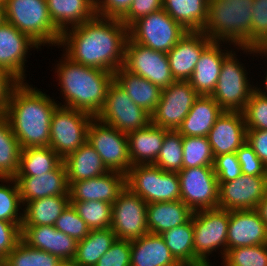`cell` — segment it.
<instances>
[{
  "instance_id": "4fadbf2b",
  "label": "cell",
  "mask_w": 267,
  "mask_h": 266,
  "mask_svg": "<svg viewBox=\"0 0 267 266\" xmlns=\"http://www.w3.org/2000/svg\"><path fill=\"white\" fill-rule=\"evenodd\" d=\"M111 229L118 240H135L147 233V202L125 187L112 204Z\"/></svg>"
},
{
  "instance_id": "d590c367",
  "label": "cell",
  "mask_w": 267,
  "mask_h": 266,
  "mask_svg": "<svg viewBox=\"0 0 267 266\" xmlns=\"http://www.w3.org/2000/svg\"><path fill=\"white\" fill-rule=\"evenodd\" d=\"M22 148L6 115L0 113V178H14L19 170Z\"/></svg>"
},
{
  "instance_id": "6125c7cd",
  "label": "cell",
  "mask_w": 267,
  "mask_h": 266,
  "mask_svg": "<svg viewBox=\"0 0 267 266\" xmlns=\"http://www.w3.org/2000/svg\"><path fill=\"white\" fill-rule=\"evenodd\" d=\"M59 266H74L72 263L62 262Z\"/></svg>"
},
{
  "instance_id": "83f0119b",
  "label": "cell",
  "mask_w": 267,
  "mask_h": 266,
  "mask_svg": "<svg viewBox=\"0 0 267 266\" xmlns=\"http://www.w3.org/2000/svg\"><path fill=\"white\" fill-rule=\"evenodd\" d=\"M223 112L212 96L199 95L177 131L183 137H207Z\"/></svg>"
},
{
  "instance_id": "f907efd6",
  "label": "cell",
  "mask_w": 267,
  "mask_h": 266,
  "mask_svg": "<svg viewBox=\"0 0 267 266\" xmlns=\"http://www.w3.org/2000/svg\"><path fill=\"white\" fill-rule=\"evenodd\" d=\"M130 261L131 241L116 239L95 266H130Z\"/></svg>"
},
{
  "instance_id": "d6986e66",
  "label": "cell",
  "mask_w": 267,
  "mask_h": 266,
  "mask_svg": "<svg viewBox=\"0 0 267 266\" xmlns=\"http://www.w3.org/2000/svg\"><path fill=\"white\" fill-rule=\"evenodd\" d=\"M21 235L30 247L56 255L62 262L71 263L75 258L78 241L55 226H21Z\"/></svg>"
},
{
  "instance_id": "6da1fadb",
  "label": "cell",
  "mask_w": 267,
  "mask_h": 266,
  "mask_svg": "<svg viewBox=\"0 0 267 266\" xmlns=\"http://www.w3.org/2000/svg\"><path fill=\"white\" fill-rule=\"evenodd\" d=\"M101 18L96 15L74 26L70 34L65 30L59 44L67 45L71 61L114 73L124 64L128 28L118 18Z\"/></svg>"
},
{
  "instance_id": "cb8c5ba5",
  "label": "cell",
  "mask_w": 267,
  "mask_h": 266,
  "mask_svg": "<svg viewBox=\"0 0 267 266\" xmlns=\"http://www.w3.org/2000/svg\"><path fill=\"white\" fill-rule=\"evenodd\" d=\"M21 202L49 196H69L66 168L63 161L53 170L38 176H15Z\"/></svg>"
},
{
  "instance_id": "9a60e30c",
  "label": "cell",
  "mask_w": 267,
  "mask_h": 266,
  "mask_svg": "<svg viewBox=\"0 0 267 266\" xmlns=\"http://www.w3.org/2000/svg\"><path fill=\"white\" fill-rule=\"evenodd\" d=\"M178 176L181 200L193 212L218 208L219 184L213 167L182 169Z\"/></svg>"
},
{
  "instance_id": "816d5d0a",
  "label": "cell",
  "mask_w": 267,
  "mask_h": 266,
  "mask_svg": "<svg viewBox=\"0 0 267 266\" xmlns=\"http://www.w3.org/2000/svg\"><path fill=\"white\" fill-rule=\"evenodd\" d=\"M163 9V0H133L129 10L120 18L129 28L138 19Z\"/></svg>"
},
{
  "instance_id": "277c9868",
  "label": "cell",
  "mask_w": 267,
  "mask_h": 266,
  "mask_svg": "<svg viewBox=\"0 0 267 266\" xmlns=\"http://www.w3.org/2000/svg\"><path fill=\"white\" fill-rule=\"evenodd\" d=\"M253 0H209L202 32L212 41L231 40L246 51L251 49Z\"/></svg>"
},
{
  "instance_id": "f6af8a7d",
  "label": "cell",
  "mask_w": 267,
  "mask_h": 266,
  "mask_svg": "<svg viewBox=\"0 0 267 266\" xmlns=\"http://www.w3.org/2000/svg\"><path fill=\"white\" fill-rule=\"evenodd\" d=\"M1 180L13 181L12 188L0 185V220L15 224L23 223L22 217H18V206L21 203L19 188L15 178H0Z\"/></svg>"
},
{
  "instance_id": "5bb4252c",
  "label": "cell",
  "mask_w": 267,
  "mask_h": 266,
  "mask_svg": "<svg viewBox=\"0 0 267 266\" xmlns=\"http://www.w3.org/2000/svg\"><path fill=\"white\" fill-rule=\"evenodd\" d=\"M198 97L189 81H174L162 89L160 101L151 114V123L167 130H178Z\"/></svg>"
},
{
  "instance_id": "6f0895ef",
  "label": "cell",
  "mask_w": 267,
  "mask_h": 266,
  "mask_svg": "<svg viewBox=\"0 0 267 266\" xmlns=\"http://www.w3.org/2000/svg\"><path fill=\"white\" fill-rule=\"evenodd\" d=\"M255 210L259 214L260 219L267 226V192L263 199L257 204Z\"/></svg>"
},
{
  "instance_id": "9c48e42d",
  "label": "cell",
  "mask_w": 267,
  "mask_h": 266,
  "mask_svg": "<svg viewBox=\"0 0 267 266\" xmlns=\"http://www.w3.org/2000/svg\"><path fill=\"white\" fill-rule=\"evenodd\" d=\"M94 118L82 110L58 106L51 119L49 146L64 159L87 141L88 126Z\"/></svg>"
},
{
  "instance_id": "c3c4849f",
  "label": "cell",
  "mask_w": 267,
  "mask_h": 266,
  "mask_svg": "<svg viewBox=\"0 0 267 266\" xmlns=\"http://www.w3.org/2000/svg\"><path fill=\"white\" fill-rule=\"evenodd\" d=\"M242 174L249 176H267V166L260 160L246 141L236 152Z\"/></svg>"
},
{
  "instance_id": "3957f363",
  "label": "cell",
  "mask_w": 267,
  "mask_h": 266,
  "mask_svg": "<svg viewBox=\"0 0 267 266\" xmlns=\"http://www.w3.org/2000/svg\"><path fill=\"white\" fill-rule=\"evenodd\" d=\"M66 58V62L59 64L57 70L67 101L64 107L82 110L96 117L104 106L114 73L87 67Z\"/></svg>"
},
{
  "instance_id": "ffe728a7",
  "label": "cell",
  "mask_w": 267,
  "mask_h": 266,
  "mask_svg": "<svg viewBox=\"0 0 267 266\" xmlns=\"http://www.w3.org/2000/svg\"><path fill=\"white\" fill-rule=\"evenodd\" d=\"M213 156L236 152L247 141L243 112L224 111L207 136Z\"/></svg>"
},
{
  "instance_id": "d4e9b609",
  "label": "cell",
  "mask_w": 267,
  "mask_h": 266,
  "mask_svg": "<svg viewBox=\"0 0 267 266\" xmlns=\"http://www.w3.org/2000/svg\"><path fill=\"white\" fill-rule=\"evenodd\" d=\"M219 42L212 41L202 52L190 79V85L199 95L211 96L220 75L224 58L229 53H222Z\"/></svg>"
},
{
  "instance_id": "ee69618b",
  "label": "cell",
  "mask_w": 267,
  "mask_h": 266,
  "mask_svg": "<svg viewBox=\"0 0 267 266\" xmlns=\"http://www.w3.org/2000/svg\"><path fill=\"white\" fill-rule=\"evenodd\" d=\"M247 130H267V95L254 89L243 111Z\"/></svg>"
},
{
  "instance_id": "8fae6325",
  "label": "cell",
  "mask_w": 267,
  "mask_h": 266,
  "mask_svg": "<svg viewBox=\"0 0 267 266\" xmlns=\"http://www.w3.org/2000/svg\"><path fill=\"white\" fill-rule=\"evenodd\" d=\"M87 141L101 156L103 164L109 171L126 174L131 168L127 133L105 123L102 125L100 120L94 118L88 126Z\"/></svg>"
},
{
  "instance_id": "11a10c76",
  "label": "cell",
  "mask_w": 267,
  "mask_h": 266,
  "mask_svg": "<svg viewBox=\"0 0 267 266\" xmlns=\"http://www.w3.org/2000/svg\"><path fill=\"white\" fill-rule=\"evenodd\" d=\"M247 142L267 166V130H247Z\"/></svg>"
},
{
  "instance_id": "680465c9",
  "label": "cell",
  "mask_w": 267,
  "mask_h": 266,
  "mask_svg": "<svg viewBox=\"0 0 267 266\" xmlns=\"http://www.w3.org/2000/svg\"><path fill=\"white\" fill-rule=\"evenodd\" d=\"M5 22H6L5 7L0 6V26H2Z\"/></svg>"
},
{
  "instance_id": "44dd1931",
  "label": "cell",
  "mask_w": 267,
  "mask_h": 266,
  "mask_svg": "<svg viewBox=\"0 0 267 266\" xmlns=\"http://www.w3.org/2000/svg\"><path fill=\"white\" fill-rule=\"evenodd\" d=\"M261 244H267V226L256 210H230L227 250Z\"/></svg>"
},
{
  "instance_id": "52a82bcc",
  "label": "cell",
  "mask_w": 267,
  "mask_h": 266,
  "mask_svg": "<svg viewBox=\"0 0 267 266\" xmlns=\"http://www.w3.org/2000/svg\"><path fill=\"white\" fill-rule=\"evenodd\" d=\"M230 211L214 208L194 211L192 215L194 230V266H210L206 253L223 245L227 252V232Z\"/></svg>"
},
{
  "instance_id": "f35d334b",
  "label": "cell",
  "mask_w": 267,
  "mask_h": 266,
  "mask_svg": "<svg viewBox=\"0 0 267 266\" xmlns=\"http://www.w3.org/2000/svg\"><path fill=\"white\" fill-rule=\"evenodd\" d=\"M154 165L167 172L178 173L183 169V136L177 130L166 132Z\"/></svg>"
},
{
  "instance_id": "91938a15",
  "label": "cell",
  "mask_w": 267,
  "mask_h": 266,
  "mask_svg": "<svg viewBox=\"0 0 267 266\" xmlns=\"http://www.w3.org/2000/svg\"><path fill=\"white\" fill-rule=\"evenodd\" d=\"M257 50L259 53L262 52L266 54L267 53V40L261 46H259Z\"/></svg>"
},
{
  "instance_id": "b9f144b4",
  "label": "cell",
  "mask_w": 267,
  "mask_h": 266,
  "mask_svg": "<svg viewBox=\"0 0 267 266\" xmlns=\"http://www.w3.org/2000/svg\"><path fill=\"white\" fill-rule=\"evenodd\" d=\"M214 156L207 137H183V169L213 167Z\"/></svg>"
},
{
  "instance_id": "4316f807",
  "label": "cell",
  "mask_w": 267,
  "mask_h": 266,
  "mask_svg": "<svg viewBox=\"0 0 267 266\" xmlns=\"http://www.w3.org/2000/svg\"><path fill=\"white\" fill-rule=\"evenodd\" d=\"M130 266H182L160 234L147 233L131 241Z\"/></svg>"
},
{
  "instance_id": "1f68e13d",
  "label": "cell",
  "mask_w": 267,
  "mask_h": 266,
  "mask_svg": "<svg viewBox=\"0 0 267 266\" xmlns=\"http://www.w3.org/2000/svg\"><path fill=\"white\" fill-rule=\"evenodd\" d=\"M49 16L63 33L68 24L78 26L96 16L95 0H46Z\"/></svg>"
},
{
  "instance_id": "7bdbcfd3",
  "label": "cell",
  "mask_w": 267,
  "mask_h": 266,
  "mask_svg": "<svg viewBox=\"0 0 267 266\" xmlns=\"http://www.w3.org/2000/svg\"><path fill=\"white\" fill-rule=\"evenodd\" d=\"M225 266H267V244L228 249Z\"/></svg>"
},
{
  "instance_id": "603a6c76",
  "label": "cell",
  "mask_w": 267,
  "mask_h": 266,
  "mask_svg": "<svg viewBox=\"0 0 267 266\" xmlns=\"http://www.w3.org/2000/svg\"><path fill=\"white\" fill-rule=\"evenodd\" d=\"M38 44L12 24L0 26V67L13 75L19 82L24 79V60L27 50Z\"/></svg>"
},
{
  "instance_id": "be15d7a7",
  "label": "cell",
  "mask_w": 267,
  "mask_h": 266,
  "mask_svg": "<svg viewBox=\"0 0 267 266\" xmlns=\"http://www.w3.org/2000/svg\"><path fill=\"white\" fill-rule=\"evenodd\" d=\"M8 0H0V6H6Z\"/></svg>"
},
{
  "instance_id": "8d00e7d4",
  "label": "cell",
  "mask_w": 267,
  "mask_h": 266,
  "mask_svg": "<svg viewBox=\"0 0 267 266\" xmlns=\"http://www.w3.org/2000/svg\"><path fill=\"white\" fill-rule=\"evenodd\" d=\"M63 159L50 147L23 148L16 176H38L53 171Z\"/></svg>"
},
{
  "instance_id": "681fc988",
  "label": "cell",
  "mask_w": 267,
  "mask_h": 266,
  "mask_svg": "<svg viewBox=\"0 0 267 266\" xmlns=\"http://www.w3.org/2000/svg\"><path fill=\"white\" fill-rule=\"evenodd\" d=\"M213 170L218 182L234 180L242 175L241 166L235 152L215 156Z\"/></svg>"
},
{
  "instance_id": "ac0fdd59",
  "label": "cell",
  "mask_w": 267,
  "mask_h": 266,
  "mask_svg": "<svg viewBox=\"0 0 267 266\" xmlns=\"http://www.w3.org/2000/svg\"><path fill=\"white\" fill-rule=\"evenodd\" d=\"M212 42L202 31L187 33L167 53L175 81H188L203 50Z\"/></svg>"
},
{
  "instance_id": "f546056e",
  "label": "cell",
  "mask_w": 267,
  "mask_h": 266,
  "mask_svg": "<svg viewBox=\"0 0 267 266\" xmlns=\"http://www.w3.org/2000/svg\"><path fill=\"white\" fill-rule=\"evenodd\" d=\"M193 211L182 201L147 204V227L150 233L163 232L187 223Z\"/></svg>"
},
{
  "instance_id": "8992f818",
  "label": "cell",
  "mask_w": 267,
  "mask_h": 266,
  "mask_svg": "<svg viewBox=\"0 0 267 266\" xmlns=\"http://www.w3.org/2000/svg\"><path fill=\"white\" fill-rule=\"evenodd\" d=\"M125 185L147 204L181 200L178 173L163 171L154 164L131 166L125 174Z\"/></svg>"
},
{
  "instance_id": "7dc6e473",
  "label": "cell",
  "mask_w": 267,
  "mask_h": 266,
  "mask_svg": "<svg viewBox=\"0 0 267 266\" xmlns=\"http://www.w3.org/2000/svg\"><path fill=\"white\" fill-rule=\"evenodd\" d=\"M251 49L267 40V0H253Z\"/></svg>"
},
{
  "instance_id": "db71d44e",
  "label": "cell",
  "mask_w": 267,
  "mask_h": 266,
  "mask_svg": "<svg viewBox=\"0 0 267 266\" xmlns=\"http://www.w3.org/2000/svg\"><path fill=\"white\" fill-rule=\"evenodd\" d=\"M132 1L133 0H104L98 2V0H95L96 15L120 19L129 10Z\"/></svg>"
},
{
  "instance_id": "7a4b0ae2",
  "label": "cell",
  "mask_w": 267,
  "mask_h": 266,
  "mask_svg": "<svg viewBox=\"0 0 267 266\" xmlns=\"http://www.w3.org/2000/svg\"><path fill=\"white\" fill-rule=\"evenodd\" d=\"M17 83L4 114L21 148L47 147L53 112L58 105L39 90Z\"/></svg>"
},
{
  "instance_id": "94428289",
  "label": "cell",
  "mask_w": 267,
  "mask_h": 266,
  "mask_svg": "<svg viewBox=\"0 0 267 266\" xmlns=\"http://www.w3.org/2000/svg\"><path fill=\"white\" fill-rule=\"evenodd\" d=\"M0 266H8L6 259L0 258Z\"/></svg>"
},
{
  "instance_id": "ab89813d",
  "label": "cell",
  "mask_w": 267,
  "mask_h": 266,
  "mask_svg": "<svg viewBox=\"0 0 267 266\" xmlns=\"http://www.w3.org/2000/svg\"><path fill=\"white\" fill-rule=\"evenodd\" d=\"M5 259L8 266H59L62 263L56 255L30 247L22 239Z\"/></svg>"
},
{
  "instance_id": "2e32d148",
  "label": "cell",
  "mask_w": 267,
  "mask_h": 266,
  "mask_svg": "<svg viewBox=\"0 0 267 266\" xmlns=\"http://www.w3.org/2000/svg\"><path fill=\"white\" fill-rule=\"evenodd\" d=\"M233 56L229 53L224 58L216 88L211 96L224 111L243 112L254 89L249 86L243 67Z\"/></svg>"
},
{
  "instance_id": "74e56055",
  "label": "cell",
  "mask_w": 267,
  "mask_h": 266,
  "mask_svg": "<svg viewBox=\"0 0 267 266\" xmlns=\"http://www.w3.org/2000/svg\"><path fill=\"white\" fill-rule=\"evenodd\" d=\"M171 254L182 266H194V230L191 219L160 234Z\"/></svg>"
},
{
  "instance_id": "836d02e7",
  "label": "cell",
  "mask_w": 267,
  "mask_h": 266,
  "mask_svg": "<svg viewBox=\"0 0 267 266\" xmlns=\"http://www.w3.org/2000/svg\"><path fill=\"white\" fill-rule=\"evenodd\" d=\"M70 204V196H49L27 202L22 226H54Z\"/></svg>"
},
{
  "instance_id": "ba28073f",
  "label": "cell",
  "mask_w": 267,
  "mask_h": 266,
  "mask_svg": "<svg viewBox=\"0 0 267 266\" xmlns=\"http://www.w3.org/2000/svg\"><path fill=\"white\" fill-rule=\"evenodd\" d=\"M186 33L187 30L164 9L138 19L128 28V37L133 42L164 53Z\"/></svg>"
},
{
  "instance_id": "60d3db41",
  "label": "cell",
  "mask_w": 267,
  "mask_h": 266,
  "mask_svg": "<svg viewBox=\"0 0 267 266\" xmlns=\"http://www.w3.org/2000/svg\"><path fill=\"white\" fill-rule=\"evenodd\" d=\"M70 204L90 230L111 228L112 204L103 201H81Z\"/></svg>"
},
{
  "instance_id": "d6a6232c",
  "label": "cell",
  "mask_w": 267,
  "mask_h": 266,
  "mask_svg": "<svg viewBox=\"0 0 267 266\" xmlns=\"http://www.w3.org/2000/svg\"><path fill=\"white\" fill-rule=\"evenodd\" d=\"M209 0H163V9L187 31H202Z\"/></svg>"
},
{
  "instance_id": "9f6ffc18",
  "label": "cell",
  "mask_w": 267,
  "mask_h": 266,
  "mask_svg": "<svg viewBox=\"0 0 267 266\" xmlns=\"http://www.w3.org/2000/svg\"><path fill=\"white\" fill-rule=\"evenodd\" d=\"M17 83L19 81L13 75L0 67V113L4 112L11 92Z\"/></svg>"
},
{
  "instance_id": "7402d4cb",
  "label": "cell",
  "mask_w": 267,
  "mask_h": 266,
  "mask_svg": "<svg viewBox=\"0 0 267 266\" xmlns=\"http://www.w3.org/2000/svg\"><path fill=\"white\" fill-rule=\"evenodd\" d=\"M126 187L125 174L108 171L88 180H79L69 185L70 202L103 201L113 204Z\"/></svg>"
},
{
  "instance_id": "30bf717a",
  "label": "cell",
  "mask_w": 267,
  "mask_h": 266,
  "mask_svg": "<svg viewBox=\"0 0 267 266\" xmlns=\"http://www.w3.org/2000/svg\"><path fill=\"white\" fill-rule=\"evenodd\" d=\"M95 118L124 133L151 123V115L137 106L114 80L108 87L104 106Z\"/></svg>"
},
{
  "instance_id": "e575fe53",
  "label": "cell",
  "mask_w": 267,
  "mask_h": 266,
  "mask_svg": "<svg viewBox=\"0 0 267 266\" xmlns=\"http://www.w3.org/2000/svg\"><path fill=\"white\" fill-rule=\"evenodd\" d=\"M116 239L111 228L90 230L86 238L78 241L77 252L71 263L74 266H95Z\"/></svg>"
},
{
  "instance_id": "484cf974",
  "label": "cell",
  "mask_w": 267,
  "mask_h": 266,
  "mask_svg": "<svg viewBox=\"0 0 267 266\" xmlns=\"http://www.w3.org/2000/svg\"><path fill=\"white\" fill-rule=\"evenodd\" d=\"M167 131V129L150 123L144 128L128 132L131 165L154 164Z\"/></svg>"
},
{
  "instance_id": "bcb514c9",
  "label": "cell",
  "mask_w": 267,
  "mask_h": 266,
  "mask_svg": "<svg viewBox=\"0 0 267 266\" xmlns=\"http://www.w3.org/2000/svg\"><path fill=\"white\" fill-rule=\"evenodd\" d=\"M55 228L77 241L86 238L90 232V228L80 218L74 207L69 204L56 220Z\"/></svg>"
},
{
  "instance_id": "5b68a950",
  "label": "cell",
  "mask_w": 267,
  "mask_h": 266,
  "mask_svg": "<svg viewBox=\"0 0 267 266\" xmlns=\"http://www.w3.org/2000/svg\"><path fill=\"white\" fill-rule=\"evenodd\" d=\"M6 22L28 35L39 46L58 44L61 32L49 16L46 0H8L5 6Z\"/></svg>"
},
{
  "instance_id": "f1b7e54d",
  "label": "cell",
  "mask_w": 267,
  "mask_h": 266,
  "mask_svg": "<svg viewBox=\"0 0 267 266\" xmlns=\"http://www.w3.org/2000/svg\"><path fill=\"white\" fill-rule=\"evenodd\" d=\"M114 81L131 97V100L150 115L161 98L162 89L121 66L114 72Z\"/></svg>"
},
{
  "instance_id": "7c38bea8",
  "label": "cell",
  "mask_w": 267,
  "mask_h": 266,
  "mask_svg": "<svg viewBox=\"0 0 267 266\" xmlns=\"http://www.w3.org/2000/svg\"><path fill=\"white\" fill-rule=\"evenodd\" d=\"M123 67L161 89L167 88L175 81L167 53L133 42L129 37L125 44Z\"/></svg>"
},
{
  "instance_id": "f5cc1de1",
  "label": "cell",
  "mask_w": 267,
  "mask_h": 266,
  "mask_svg": "<svg viewBox=\"0 0 267 266\" xmlns=\"http://www.w3.org/2000/svg\"><path fill=\"white\" fill-rule=\"evenodd\" d=\"M21 226L0 220V258L5 259L22 239Z\"/></svg>"
},
{
  "instance_id": "4dcf8cb0",
  "label": "cell",
  "mask_w": 267,
  "mask_h": 266,
  "mask_svg": "<svg viewBox=\"0 0 267 266\" xmlns=\"http://www.w3.org/2000/svg\"><path fill=\"white\" fill-rule=\"evenodd\" d=\"M68 185L79 180H88L106 174L109 170L101 156L86 141L75 152L63 159Z\"/></svg>"
},
{
  "instance_id": "e0dca14e",
  "label": "cell",
  "mask_w": 267,
  "mask_h": 266,
  "mask_svg": "<svg viewBox=\"0 0 267 266\" xmlns=\"http://www.w3.org/2000/svg\"><path fill=\"white\" fill-rule=\"evenodd\" d=\"M218 184V208L229 211L256 209L267 192V176L242 174L234 180Z\"/></svg>"
},
{
  "instance_id": "e7e4bbea",
  "label": "cell",
  "mask_w": 267,
  "mask_h": 266,
  "mask_svg": "<svg viewBox=\"0 0 267 266\" xmlns=\"http://www.w3.org/2000/svg\"><path fill=\"white\" fill-rule=\"evenodd\" d=\"M265 84H266L265 87H266V90H267V76H266Z\"/></svg>"
}]
</instances>
